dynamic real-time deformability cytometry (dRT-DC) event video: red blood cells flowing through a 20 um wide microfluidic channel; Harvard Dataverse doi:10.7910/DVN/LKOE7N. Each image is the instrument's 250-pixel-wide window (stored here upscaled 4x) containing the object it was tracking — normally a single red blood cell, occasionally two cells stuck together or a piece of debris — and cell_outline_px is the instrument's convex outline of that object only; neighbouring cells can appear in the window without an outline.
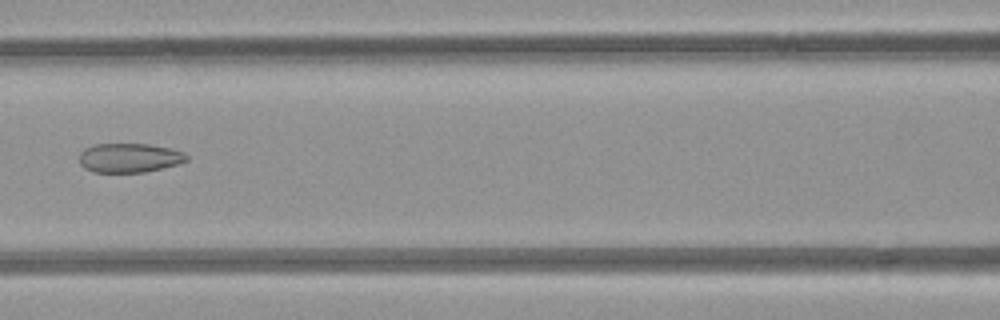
{"species": "common noctule bat (a hibernating species)", "species_latin": "Nyctalus noctula", "temperature_condition": "room temperature", "stored_images_in_passage": 5, "camera_frame_rate_fps": 3000, "um_per_image_px": 0.085, "animal": {"sex": "female", "body_mass_g": 21.9}, "frame": {"image": 1, "passage_image": 5, "time_ms": 4.667, "image_size_px": [1000, 320], "cell_outline_px": [[188, 160], [176, 164], [144, 172], [92, 172], [84, 168], [80, 164], [80, 152], [84, 148], [96, 144], [148, 144], [168, 148], [184, 152], [188, 156]], "centroid_in_image_um": [10.96, 13.41], "position_along_channel_um": 155.6, "area_um2": 18.15}}